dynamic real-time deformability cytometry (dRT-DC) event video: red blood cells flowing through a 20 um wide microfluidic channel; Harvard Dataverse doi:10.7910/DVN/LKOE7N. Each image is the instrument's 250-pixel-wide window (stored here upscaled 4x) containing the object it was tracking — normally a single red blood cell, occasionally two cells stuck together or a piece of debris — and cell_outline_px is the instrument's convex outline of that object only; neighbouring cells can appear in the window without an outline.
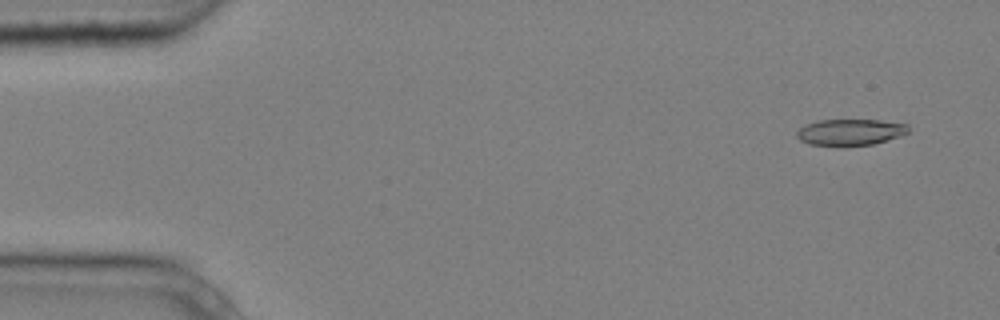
{"species": "common noctule bat (a hibernating species)", "species_latin": "Nyctalus noctula", "temperature_condition": "cold", "stored_images_in_passage": 6, "camera_frame_rate_fps": 3000, "um_per_image_px": 0.085, "animal": {"sex": "male", "body_mass_g": 20.4}, "frame": {"image": 1, "passage_image": 2, "time_ms": 0.333, "image_size_px": [1000, 320], "cell_outline_px": [[908, 132], [900, 136], [872, 144], [840, 148], [812, 144], [800, 140], [796, 136], [796, 132], [800, 128], [808, 124], [820, 120], [880, 120], [908, 124]], "centroid_in_image_um": [72.26, 11.26], "position_along_channel_um": 12.7, "area_um2": 17.34}}
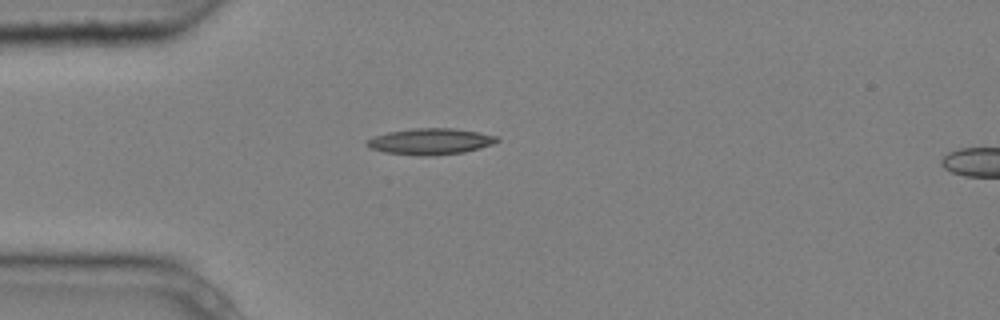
{"frame": {"image": 2, "passage_image": 5, "time_ms": 1.333, "image_size_px": [1000, 320], "cell_outline_px": [[500, 140], [492, 144], [480, 148], [464, 152], [424, 156], [416, 156], [384, 152], [372, 148], [368, 144], [368, 140], [376, 136], [388, 132], [412, 128], [452, 128], [476, 132], [496, 136]], "centroid_in_image_um": [36.6, 12.02], "position_along_channel_um": 48.4, "area_um2": 19.54}}